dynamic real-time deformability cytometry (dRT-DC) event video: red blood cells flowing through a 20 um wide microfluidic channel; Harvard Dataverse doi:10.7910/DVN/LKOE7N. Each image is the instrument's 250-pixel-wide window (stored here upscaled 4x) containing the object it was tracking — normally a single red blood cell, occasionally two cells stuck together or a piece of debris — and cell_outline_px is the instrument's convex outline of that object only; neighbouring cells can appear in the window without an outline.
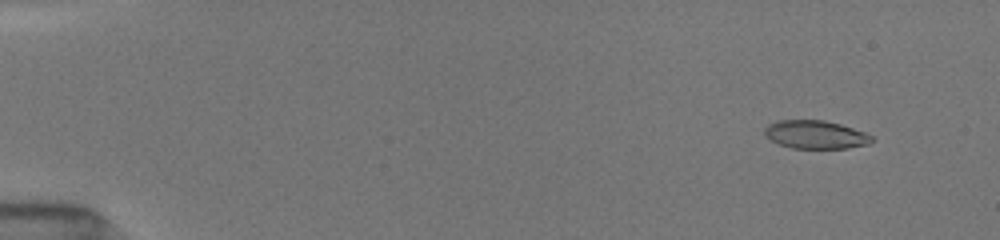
{"species": "common noctule bat (a hibernating species)", "species_latin": "Nyctalus noctula", "temperature_condition": "room temperature", "stored_images_in_passage": 11, "camera_frame_rate_fps": 3000, "um_per_image_px": 0.085, "animal": {"sex": "female", "body_mass_g": 19.5, "forearm_length_mm": 54.1}, "frame": {"image": 1, "passage_image": 4, "time_ms": 1.333, "image_size_px": [1000, 240], "cell_outline_px": [[872, 140], [868, 144], [848, 148], [792, 148], [780, 144], [772, 140], [764, 132], [764, 128], [768, 124], [780, 120], [824, 120], [840, 124], [864, 132], [872, 136]], "centroid_in_image_um": [69.32, 11.43], "position_along_channel_um": 15.7, "area_um2": 17.4}}
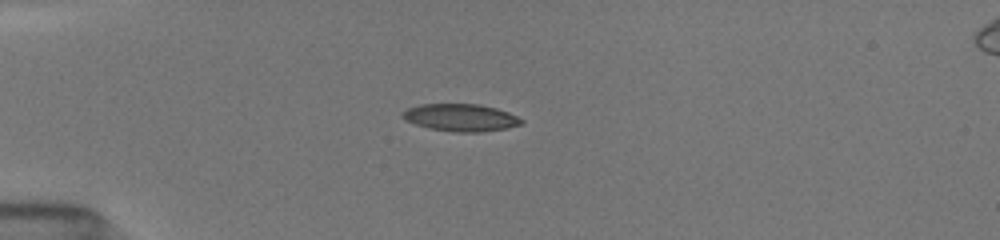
{"frame": {"image": 2, "passage_image": 7, "time_ms": 4.667, "image_size_px": [1000, 240], "cell_outline_px": [[524, 124], [504, 128], [480, 132], [456, 132], [432, 128], [416, 124], [404, 120], [400, 116], [400, 112], [408, 108], [420, 104], [480, 104], [496, 108], [508, 112], [524, 120]], "centroid_in_image_um": [39.14, 9.98], "position_along_channel_um": 45.9, "area_um2": 18.9}}
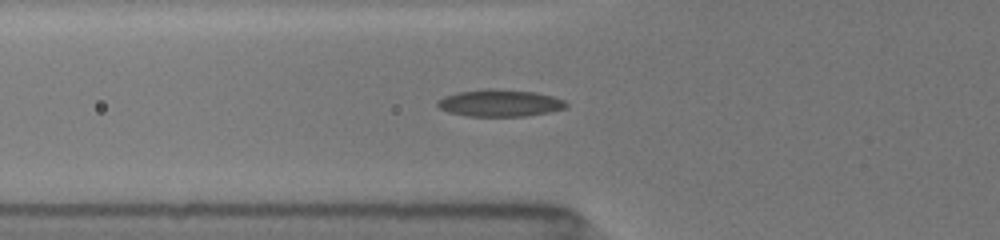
{"frame": {"image": 3, "passage_image": 10, "time_ms": 6.333, "image_size_px": [1000, 240], "cell_outline_px": [[568, 104], [564, 108], [548, 112], [524, 116], [468, 116], [448, 112], [440, 108], [436, 104], [436, 100], [444, 96], [456, 92], [488, 88], [492, 88], [536, 92], [552, 96], [564, 100]], "centroid_in_image_um": [42.44, 8.75], "position_along_channel_um": 83.4, "area_um2": 20.29}}